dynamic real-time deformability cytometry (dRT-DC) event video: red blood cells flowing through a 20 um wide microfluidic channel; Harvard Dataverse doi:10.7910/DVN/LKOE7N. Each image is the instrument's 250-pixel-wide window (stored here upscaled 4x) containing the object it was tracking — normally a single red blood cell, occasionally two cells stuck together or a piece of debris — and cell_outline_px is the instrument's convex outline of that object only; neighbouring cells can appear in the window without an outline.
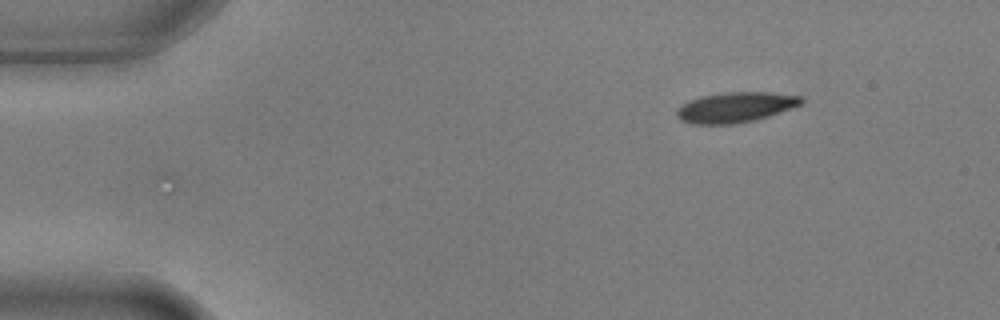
{"species": "common noctule bat (a hibernating species)", "species_latin": "Nyctalus noctula", "temperature_condition": "warm", "stored_images_in_passage": 8, "camera_frame_rate_fps": 3000, "um_per_image_px": 0.085, "animal": {"sex": "male", "body_mass_g": 17.9, "forearm_length_mm": 54.2}, "frame": {"image": 1, "passage_image": 1, "time_ms": 0.0, "image_size_px": [1000, 320], "cell_outline_px": [[804, 104], [768, 116], [752, 120], [732, 124], [692, 124], [680, 120], [676, 116], [676, 112], [684, 104], [700, 96], [728, 92], [772, 92], [800, 96], [804, 100]], "centroid_in_image_um": [62.55, 9.11], "position_along_channel_um": 22.5, "area_um2": 21.79}}
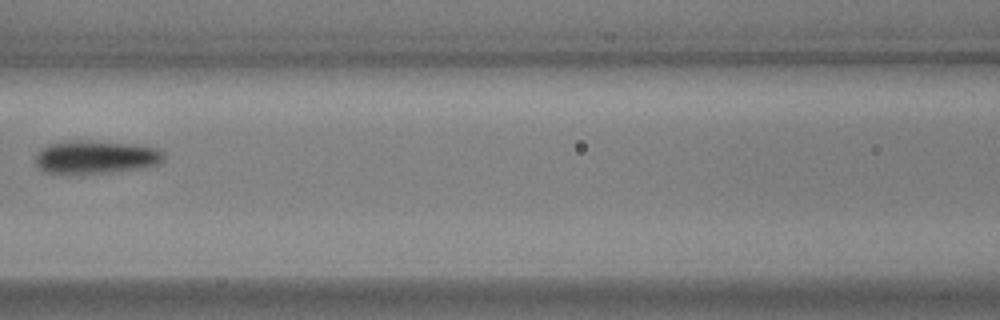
{"frame": {"image": 2, "passage_image": 5, "time_ms": 1.333, "image_size_px": [1000, 320], "cell_outline_px": [[164, 160], [160, 164], [140, 168], [108, 172], [60, 176], [44, 172], [36, 164], [36, 152], [40, 148], [48, 144], [64, 140], [88, 140], [132, 144], [156, 148], [164, 152]], "centroid_in_image_um": [8.06, 13.37], "position_along_channel_um": 158.5, "area_um2": 25.55}}
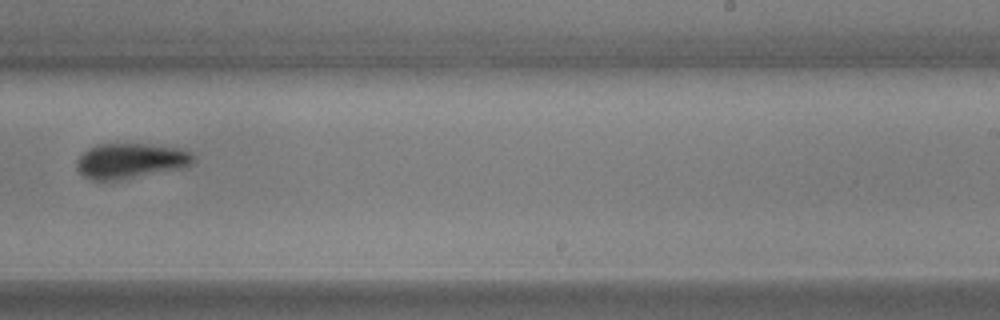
{"frame": {"image": 3, "passage_image": 8, "time_ms": 2.333, "image_size_px": [1000, 320], "cell_outline_px": [[196, 160], [192, 164], [184, 168], [116, 180], [92, 180], [84, 176], [76, 168], [76, 160], [88, 148], [96, 144], [148, 144], [184, 148], [192, 152], [196, 156]], "centroid_in_image_um": [11.15, 13.65], "position_along_channel_um": 277.8, "area_um2": 24.22}}